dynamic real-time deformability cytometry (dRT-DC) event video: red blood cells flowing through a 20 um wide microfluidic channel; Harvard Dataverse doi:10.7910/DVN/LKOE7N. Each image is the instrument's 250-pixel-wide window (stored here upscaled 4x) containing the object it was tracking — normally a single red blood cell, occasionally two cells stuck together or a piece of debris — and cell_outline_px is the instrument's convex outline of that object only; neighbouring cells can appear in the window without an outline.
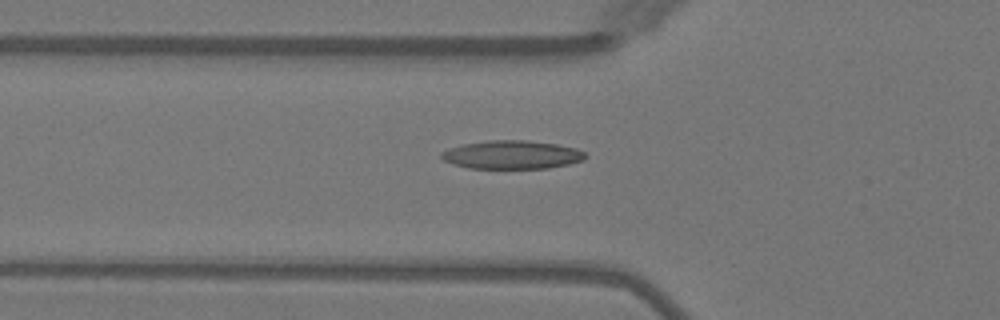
{"species": "Egyptian fruit bat (a non-hibernating species)", "species_latin": "Rousettus aegyptiacus", "temperature_condition": "warm", "stored_images_in_passage": 4, "camera_frame_rate_fps": 3000, "um_per_image_px": 0.085, "animal": {"sex": "female"}, "frame": {"image": 1, "passage_image": 4, "time_ms": 4.333, "image_size_px": [1000, 320], "cell_outline_px": [[584, 160], [568, 164], [548, 168], [468, 168], [452, 164], [444, 160], [440, 156], [440, 152], [448, 148], [460, 144], [488, 140], [524, 140], [556, 144], [576, 148], [584, 152]], "centroid_in_image_um": [43.45, 13.15], "position_along_channel_um": 82.3, "area_um2": 23.87}}